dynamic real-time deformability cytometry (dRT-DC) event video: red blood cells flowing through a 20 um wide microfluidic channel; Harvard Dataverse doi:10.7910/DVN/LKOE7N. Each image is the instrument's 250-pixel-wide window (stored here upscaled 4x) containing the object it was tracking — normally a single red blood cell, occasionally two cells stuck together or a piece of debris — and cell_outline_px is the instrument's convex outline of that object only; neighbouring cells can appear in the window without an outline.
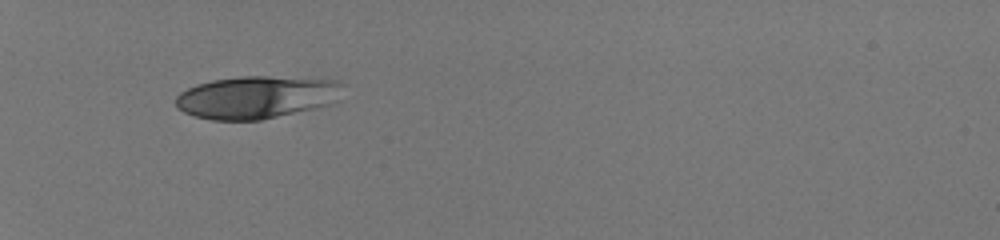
{"species": "human", "species_latin": "Homo sapiens", "temperature_condition": "room temperature", "stored_images_in_passage": 33, "camera_frame_rate_fps": 3000, "um_per_image_px": 0.085, "donor": {"sex": "male"}, "frame": {"image": 1, "passage_image": 1, "time_ms": 0.0, "image_size_px": [1000, 240], "cell_outline_px": [[344, 84], [336, 100], [332, 104], [316, 108], [260, 120], [212, 120], [196, 116], [184, 112], [176, 108], [176, 96], [180, 92], [196, 84], [212, 80], [240, 76], [268, 76], [336, 80]], "centroid_in_image_um": [21.8, 8.26], "position_along_channel_um": 63.2, "area_um2": 41.56}}
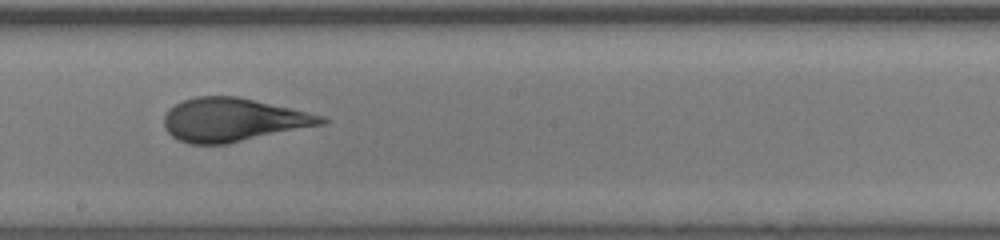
{"frame": {"image": 2, "passage_image": 15, "time_ms": 4.667, "image_size_px": [1000, 240], "cell_outline_px": [[328, 120], [324, 124], [228, 144], [188, 144], [172, 136], [164, 128], [164, 116], [168, 108], [184, 100], [196, 96], [240, 96], [292, 108], [324, 116]], "centroid_in_image_um": [19.8, 10.18], "position_along_channel_um": 228.4, "area_um2": 40.0}}
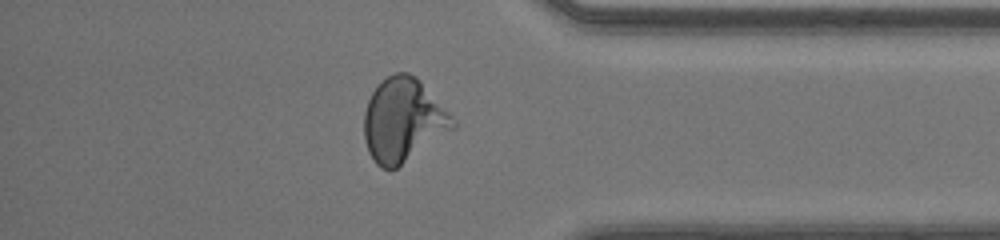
{"frame": {"image": 3, "passage_image": 28, "time_ms": 9.0, "image_size_px": [1000, 240], "cell_outline_px": [[456, 128], [396, 168], [380, 168], [376, 164], [368, 152], [364, 140], [364, 112], [368, 100], [372, 92], [388, 76], [396, 72], [408, 72], [416, 76], [420, 80], [456, 120]], "centroid_in_image_um": [34.27, 10.22], "position_along_channel_um": 400.9, "area_um2": 43.12}, "authors_computed_cell_mechanics": {"area_um2": 39.6508, "velocity_mm_per_s": 4.133, "shape_relaxation_time_tau1_ms": 5.4888, "shape_relaxation_time_tau2_ms": null, "deformation_change_tau1": 0.2155, "deformation_change_tau2": null}}